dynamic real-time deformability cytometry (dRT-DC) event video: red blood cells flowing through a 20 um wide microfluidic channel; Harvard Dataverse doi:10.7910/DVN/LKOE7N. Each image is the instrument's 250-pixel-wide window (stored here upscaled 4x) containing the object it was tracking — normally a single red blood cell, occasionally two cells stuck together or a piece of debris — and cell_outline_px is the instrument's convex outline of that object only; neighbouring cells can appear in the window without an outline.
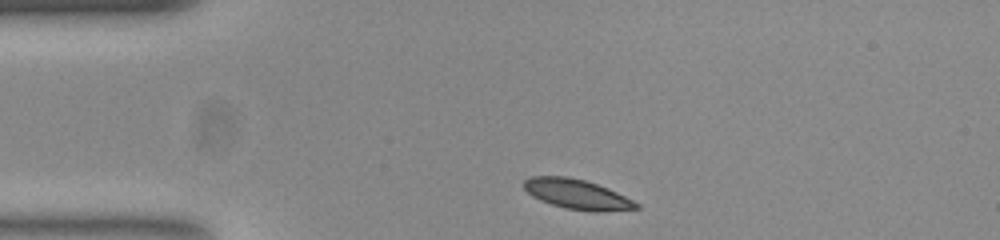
{"species": "common noctule bat (a hibernating species)", "species_latin": "Nyctalus noctula", "temperature_condition": "room temperature", "stored_images_in_passage": 29, "camera_frame_rate_fps": 3000, "um_per_image_px": 0.085, "animal": {"sex": "female", "body_mass_g": 23.0, "forearm_length_mm": 53.4}, "frame": {"image": 1, "passage_image": 1, "time_ms": 0.0, "image_size_px": [1000, 240], "cell_outline_px": [[640, 208], [604, 212], [592, 212], [568, 208], [552, 204], [540, 200], [532, 196], [524, 188], [524, 180], [532, 176], [568, 176], [584, 180], [608, 188], [640, 204]], "centroid_in_image_um": [49.06, 16.51], "position_along_channel_um": 35.9, "area_um2": 19.42}}
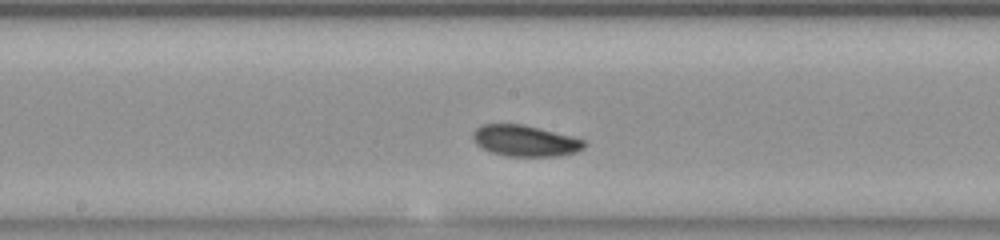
{"frame": {"image": 2, "passage_image": 17, "time_ms": 5.333, "image_size_px": [1000, 240], "cell_outline_px": [[588, 144], [584, 148], [576, 152], [560, 156], [508, 156], [492, 152], [476, 144], [472, 136], [472, 132], [480, 124], [520, 124], [584, 140]], "centroid_in_image_um": [44.61, 11.97], "position_along_channel_um": 203.6, "area_um2": 19.88}}
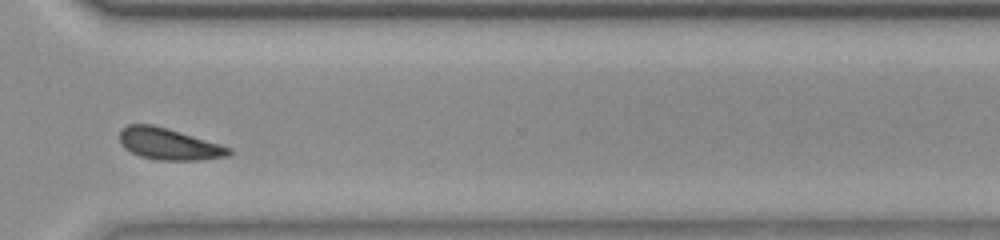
{"frame": {"image": 3, "passage_image": 29, "time_ms": 9.333, "image_size_px": [1000, 240], "cell_outline_px": [[232, 152], [228, 156], [204, 160], [160, 160], [140, 156], [124, 148], [120, 144], [120, 132], [128, 124], [152, 124], [180, 132], [220, 144], [232, 148]], "centroid_in_image_um": [14.36, 12.25], "position_along_channel_um": 356.2, "area_um2": 20.0}}